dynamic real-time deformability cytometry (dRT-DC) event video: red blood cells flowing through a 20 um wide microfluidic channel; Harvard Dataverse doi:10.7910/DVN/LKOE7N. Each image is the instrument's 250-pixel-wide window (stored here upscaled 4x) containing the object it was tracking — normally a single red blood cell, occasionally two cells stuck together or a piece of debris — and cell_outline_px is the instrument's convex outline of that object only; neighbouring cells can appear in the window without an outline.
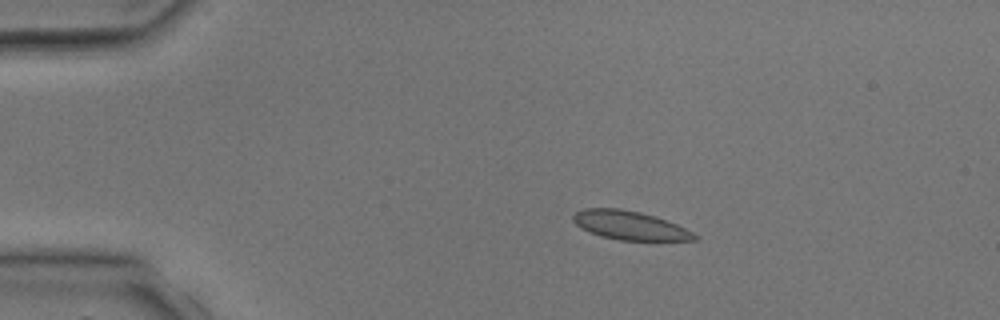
{"species": "common noctule bat (a hibernating species)", "species_latin": "Nyctalus noctula", "temperature_condition": "room temperature", "stored_images_in_passage": 5, "camera_frame_rate_fps": 3000, "um_per_image_px": 0.085, "animal": {"sex": "male", "body_mass_g": 17.9, "forearm_length_mm": 54.2}, "frame": {"image": 1, "passage_image": 3, "time_ms": 2.333, "image_size_px": [1000, 320], "cell_outline_px": [[700, 236], [696, 240], [620, 240], [600, 236], [580, 228], [572, 220], [572, 216], [576, 212], [584, 208], [620, 208], [640, 212], [656, 216], [676, 224]], "centroid_in_image_um": [53.51, 19.15], "position_along_channel_um": 31.5, "area_um2": 20.35}}